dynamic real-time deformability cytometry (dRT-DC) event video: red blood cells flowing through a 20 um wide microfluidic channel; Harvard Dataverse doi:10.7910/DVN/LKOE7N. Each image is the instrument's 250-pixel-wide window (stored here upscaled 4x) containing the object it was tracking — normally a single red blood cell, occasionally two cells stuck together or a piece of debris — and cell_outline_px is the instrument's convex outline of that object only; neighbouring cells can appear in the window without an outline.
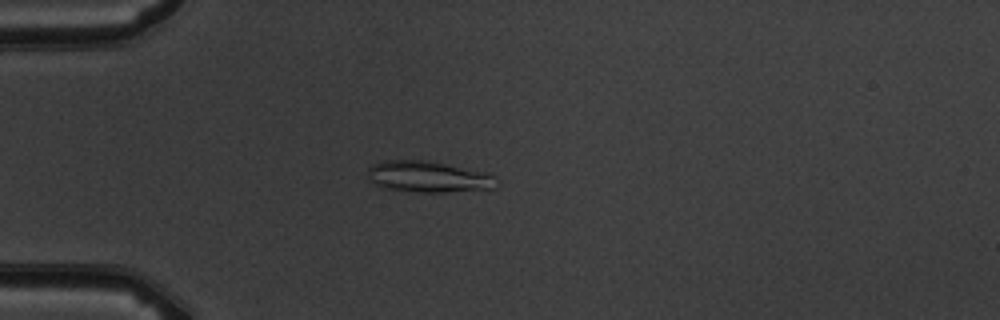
{"species": "common noctule bat (a hibernating species)", "species_latin": "Nyctalus noctula", "temperature_condition": "warm", "stored_images_in_passage": 5, "camera_frame_rate_fps": 3000, "um_per_image_px": 0.085, "animal": {"sex": "male", "body_mass_g": 19.5, "forearm_length_mm": 54.6}, "frame": {"image": 1, "passage_image": 4, "time_ms": 4.333, "image_size_px": [1000, 320], "cell_outline_px": [[496, 188], [444, 192], [412, 192], [384, 188], [368, 180], [368, 168], [372, 164], [384, 160], [428, 160], [484, 172], [496, 176]], "centroid_in_image_um": [36.37, 15.02], "position_along_channel_um": 48.6, "area_um2": 23.52}}